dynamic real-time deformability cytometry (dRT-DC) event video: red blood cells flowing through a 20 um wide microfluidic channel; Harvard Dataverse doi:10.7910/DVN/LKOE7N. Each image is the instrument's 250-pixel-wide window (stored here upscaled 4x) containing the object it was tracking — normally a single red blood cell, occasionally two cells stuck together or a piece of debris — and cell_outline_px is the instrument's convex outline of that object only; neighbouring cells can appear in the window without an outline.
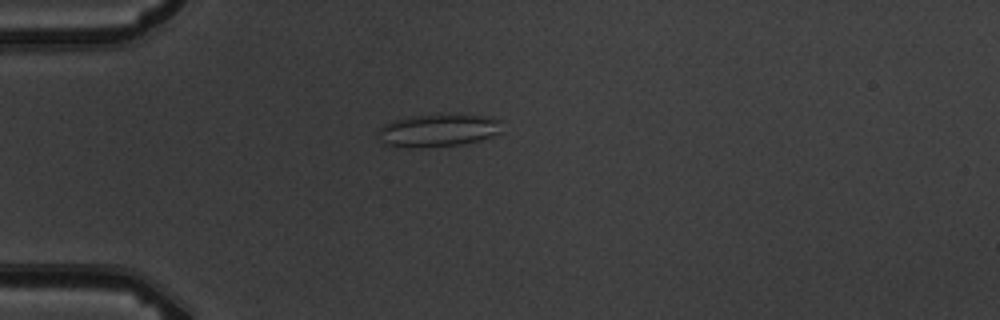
{"species": "common noctule bat (a hibernating species)", "species_latin": "Nyctalus noctula", "temperature_condition": "warm", "stored_images_in_passage": 4, "camera_frame_rate_fps": 3000, "um_per_image_px": 0.085, "animal": {"sex": "male", "body_mass_g": 19.5, "forearm_length_mm": 54.6}, "frame": {"image": 1, "passage_image": 4, "time_ms": 4.333, "image_size_px": [1000, 320], "cell_outline_px": [[500, 132], [492, 136], [480, 140], [460, 144], [420, 148], [408, 148], [384, 144], [380, 140], [380, 128], [384, 124], [392, 120], [412, 116], [440, 112], [456, 112], [492, 116], [500, 120]], "centroid_in_image_um": [37.28, 11.03], "position_along_channel_um": 47.7, "area_um2": 24.45}}